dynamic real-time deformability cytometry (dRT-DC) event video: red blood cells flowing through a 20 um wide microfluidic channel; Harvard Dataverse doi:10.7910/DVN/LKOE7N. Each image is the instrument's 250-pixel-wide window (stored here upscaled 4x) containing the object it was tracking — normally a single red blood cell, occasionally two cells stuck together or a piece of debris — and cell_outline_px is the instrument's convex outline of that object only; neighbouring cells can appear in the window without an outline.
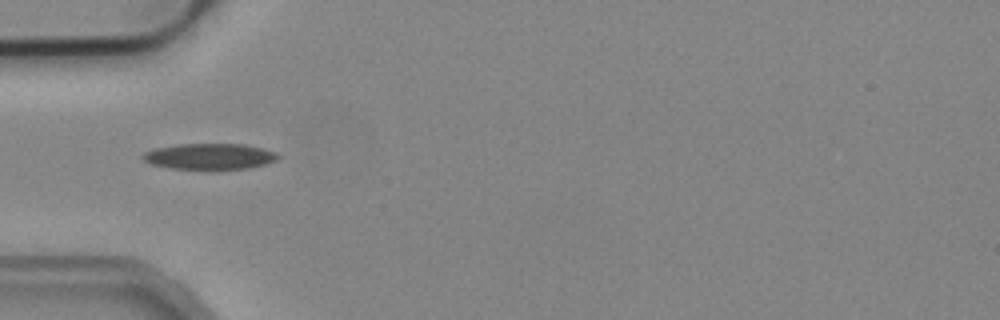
{"species": "common noctule bat (a hibernating species)", "species_latin": "Nyctalus noctula", "temperature_condition": "cold", "stored_images_in_passage": 4, "camera_frame_rate_fps": 3000, "um_per_image_px": 0.085, "animal": {"sex": "male", "body_mass_g": 19.2, "forearm_length_mm": 51.8}, "frame": {"image": 1, "passage_image": 1, "time_ms": 0.0, "image_size_px": [1000, 320], "cell_outline_px": [[280, 156], [276, 160], [264, 164], [248, 168], [212, 172], [208, 172], [172, 168], [152, 164], [144, 160], [140, 156], [144, 152], [156, 148], [176, 144], [244, 144], [264, 148], [276, 152]], "centroid_in_image_um": [17.82, 13.33], "position_along_channel_um": 67.2, "area_um2": 21.27}}